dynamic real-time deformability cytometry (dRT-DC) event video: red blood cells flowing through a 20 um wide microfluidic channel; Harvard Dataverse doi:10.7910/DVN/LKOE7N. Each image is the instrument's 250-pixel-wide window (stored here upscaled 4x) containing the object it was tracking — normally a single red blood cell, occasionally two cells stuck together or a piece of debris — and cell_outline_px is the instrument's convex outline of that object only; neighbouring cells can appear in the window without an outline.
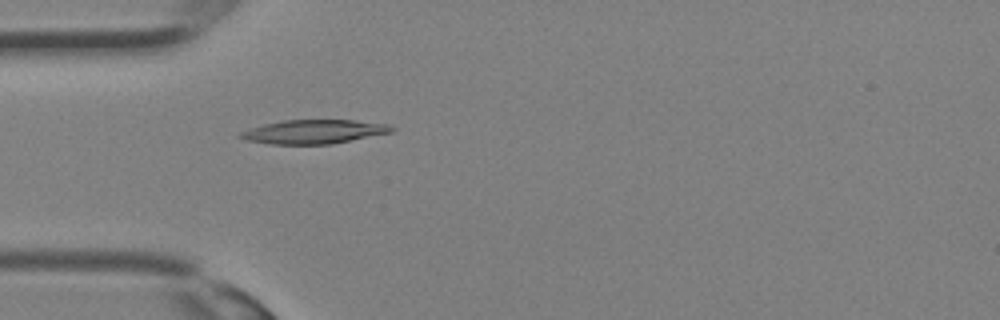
{"species": "Egyptian fruit bat (a non-hibernating species)", "species_latin": "Rousettus aegyptiacus", "temperature_condition": "room temperature", "stored_images_in_passage": 33, "camera_frame_rate_fps": 3000, "um_per_image_px": 0.085, "animal": {"sex": "female"}, "frame": {"image": 1, "passage_image": 10, "time_ms": 3.0, "image_size_px": [1000, 320], "cell_outline_px": [[396, 128], [392, 132], [332, 144], [272, 144], [248, 140], [236, 136], [240, 132], [264, 124], [284, 120], [352, 120], [388, 124]], "centroid_in_image_um": [26.7, 11.19], "position_along_channel_um": 58.3, "area_um2": 20.92}}
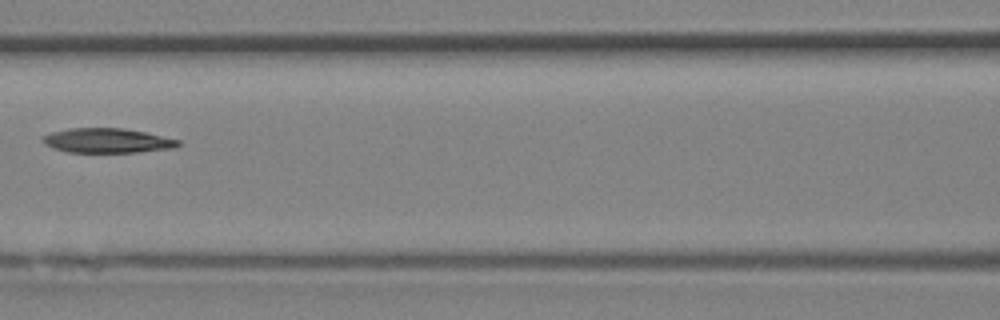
{"frame": {"image": 2, "passage_image": 15, "time_ms": 4.667, "image_size_px": [1000, 320], "cell_outline_px": [[180, 144], [176, 148], [136, 152], [68, 152], [52, 148], [44, 144], [40, 140], [40, 136], [52, 132], [68, 128], [124, 128], [144, 132], [180, 140]], "centroid_in_image_um": [9.07, 11.95], "position_along_channel_um": 157.5, "area_um2": 19.54}}
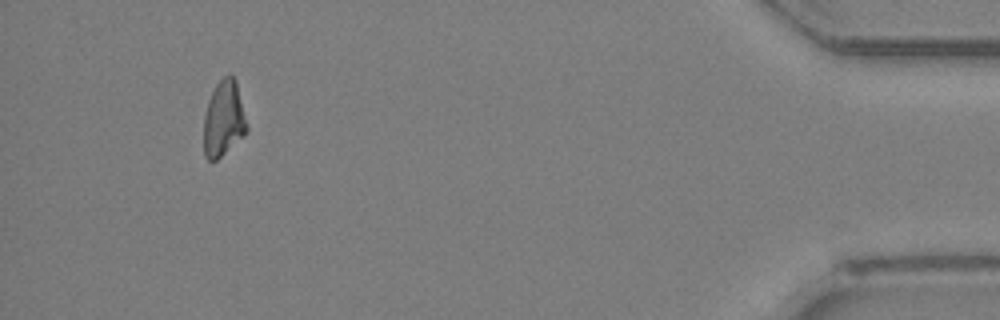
{"frame": {"image": 3, "passage_image": 31, "time_ms": 10.0, "image_size_px": [1000, 320], "cell_outline_px": [[248, 128], [244, 136], [216, 160], [208, 160], [204, 156], [204, 116], [208, 100], [216, 84], [224, 76], [232, 76], [236, 80], [248, 124]], "centroid_in_image_um": [19.02, 10.11], "position_along_channel_um": 416.2, "area_um2": 19.02}}